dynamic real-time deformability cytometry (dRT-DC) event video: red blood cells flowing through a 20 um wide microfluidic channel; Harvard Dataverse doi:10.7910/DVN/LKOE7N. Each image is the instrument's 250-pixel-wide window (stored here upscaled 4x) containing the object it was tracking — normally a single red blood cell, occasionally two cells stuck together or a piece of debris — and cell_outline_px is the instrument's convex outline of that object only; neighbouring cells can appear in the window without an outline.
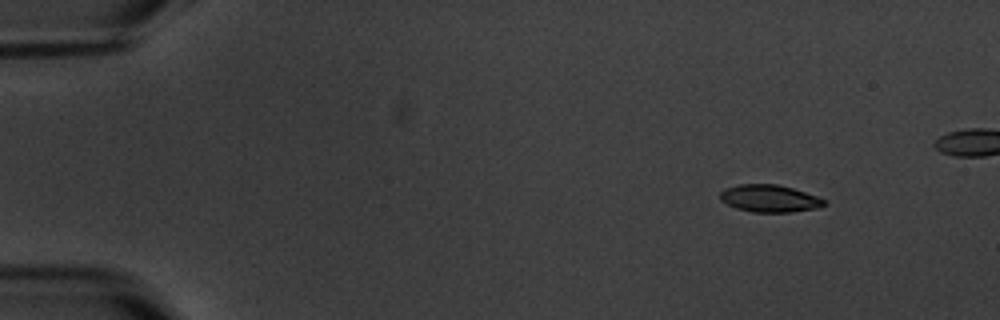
{"species": "common noctule bat (a hibernating species)", "species_latin": "Nyctalus noctula", "temperature_condition": "warm", "stored_images_in_passage": 5, "camera_frame_rate_fps": 3000, "um_per_image_px": 0.085, "animal": {"sex": "male", "body_mass_g": 20.1, "forearm_length_mm": 53.5}, "frame": {"image": 1, "passage_image": 1, "time_ms": 0.0, "image_size_px": [1000, 320], "cell_outline_px": [[828, 204], [820, 208], [792, 212], [752, 212], [736, 208], [720, 200], [720, 192], [724, 188], [740, 184], [776, 184], [792, 188], [816, 196], [824, 200]], "centroid_in_image_um": [65.41, 16.87], "position_along_channel_um": 19.6, "area_um2": 16.59}}